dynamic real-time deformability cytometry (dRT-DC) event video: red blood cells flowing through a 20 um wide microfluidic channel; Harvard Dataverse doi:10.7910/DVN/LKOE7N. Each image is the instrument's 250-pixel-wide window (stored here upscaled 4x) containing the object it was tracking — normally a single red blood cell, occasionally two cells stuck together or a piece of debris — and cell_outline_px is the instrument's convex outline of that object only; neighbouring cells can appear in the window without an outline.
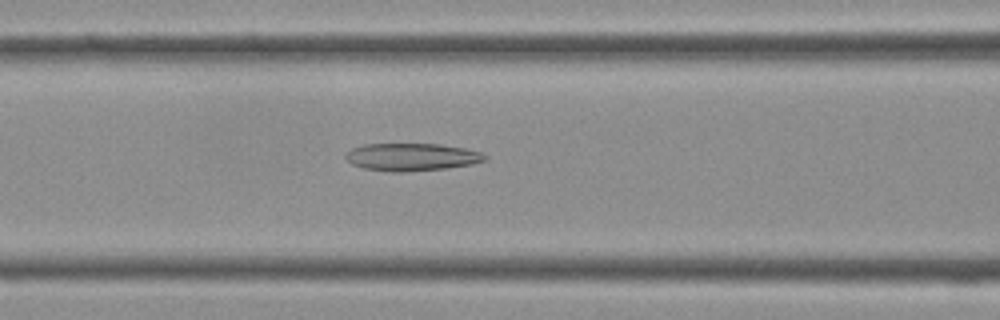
{"species": "Egyptian fruit bat (a non-hibernating species)", "species_latin": "Rousettus aegyptiacus", "temperature_condition": "cold", "stored_images_in_passage": 40, "camera_frame_rate_fps": 3000, "um_per_image_px": 0.085, "frame": {"image": 1, "passage_image": 16, "time_ms": 5.0, "image_size_px": [1000, 320], "cell_outline_px": [[488, 160], [472, 164], [448, 168], [404, 172], [388, 172], [364, 168], [352, 164], [344, 156], [352, 148], [364, 144], [440, 144], [464, 148], [480, 152], [488, 156]], "centroid_in_image_um": [35.02, 13.35], "position_along_channel_um": 131.6, "area_um2": 22.48}}
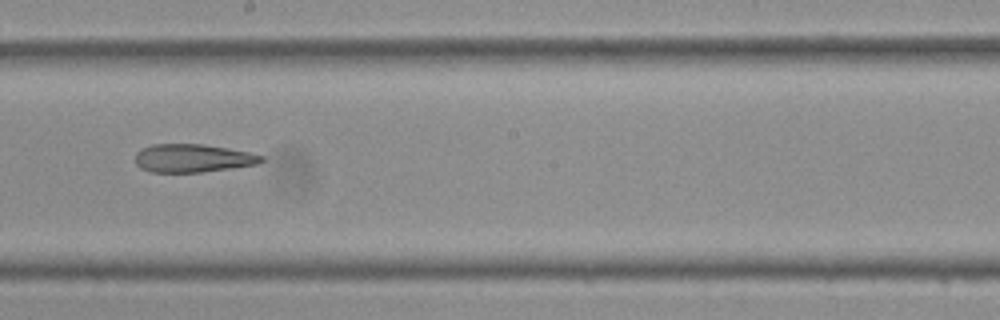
{"frame": {"image": 2, "passage_image": 22, "time_ms": 7.0, "image_size_px": [1000, 320], "cell_outline_px": [[264, 160], [256, 164], [232, 168], [200, 172], [152, 172], [140, 168], [136, 164], [136, 152], [152, 144], [204, 144], [228, 148], [248, 152], [264, 156]], "centroid_in_image_um": [16.38, 13.44], "position_along_channel_um": 231.8, "area_um2": 20.63}}
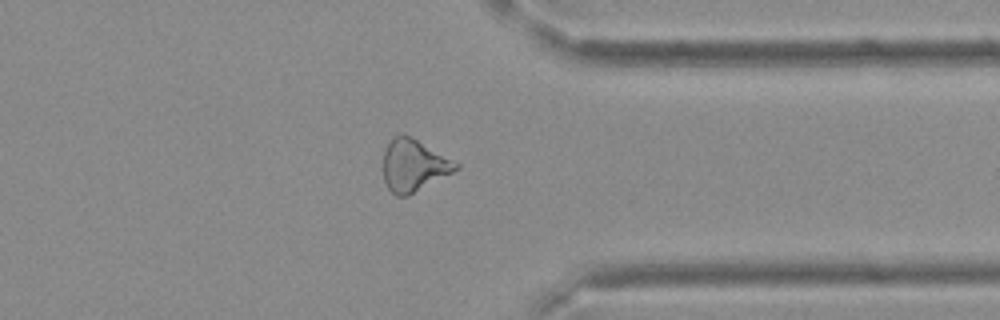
{"frame": {"image": 3, "passage_image": 31, "time_ms": 10.0, "image_size_px": [1000, 320], "cell_outline_px": [[460, 168], [408, 196], [396, 196], [388, 188], [384, 180], [384, 152], [388, 144], [400, 132], [412, 136], [460, 164]], "centroid_in_image_um": [35.17, 14.05], "position_along_channel_um": 376.2, "area_um2": 21.91}}